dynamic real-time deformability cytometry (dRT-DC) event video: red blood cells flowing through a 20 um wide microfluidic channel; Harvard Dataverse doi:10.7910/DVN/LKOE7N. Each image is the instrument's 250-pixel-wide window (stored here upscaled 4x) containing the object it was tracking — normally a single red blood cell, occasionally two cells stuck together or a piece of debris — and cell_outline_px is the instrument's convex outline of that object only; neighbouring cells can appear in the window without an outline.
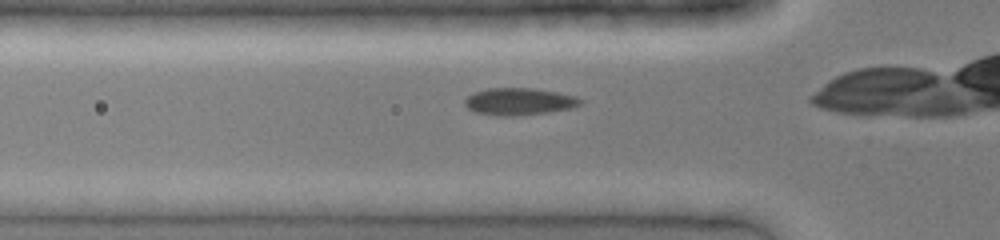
{"species": "common noctule bat (a hibernating species)", "species_latin": "Nyctalus noctula", "temperature_condition": "cold", "stored_images_in_passage": 26, "camera_frame_rate_fps": 3000, "um_per_image_px": 0.085, "animal": {"sex": "female", "body_mass_g": 19.0, "forearm_length_mm": 51.5}, "frame": {"image": 1, "passage_image": 6, "time_ms": 1.667, "image_size_px": [1000, 240], "cell_outline_px": [[584, 104], [572, 108], [548, 112], [512, 116], [496, 116], [476, 112], [468, 108], [464, 104], [464, 100], [468, 96], [476, 92], [488, 88], [532, 88], [556, 92], [576, 96], [584, 100]], "centroid_in_image_um": [44.16, 8.63], "position_along_channel_um": 81.6, "area_um2": 18.32}}
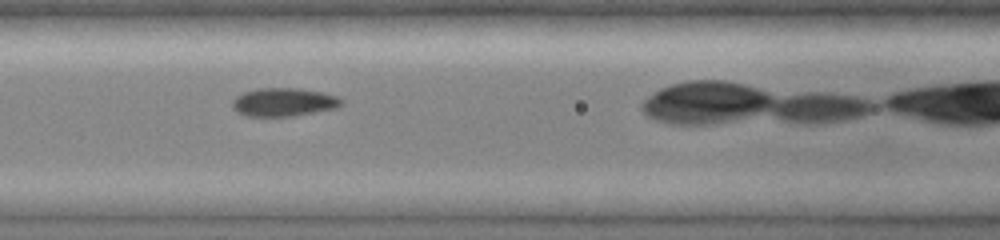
{"frame": {"image": 2, "passage_image": 10, "time_ms": 3.0, "image_size_px": [1000, 240], "cell_outline_px": [[344, 104], [336, 108], [292, 116], [248, 116], [236, 112], [232, 108], [232, 100], [236, 96], [244, 92], [260, 88], [296, 88], [320, 92], [336, 96], [344, 100]], "centroid_in_image_um": [24.1, 8.68], "position_along_channel_um": 142.5, "area_um2": 17.98}}
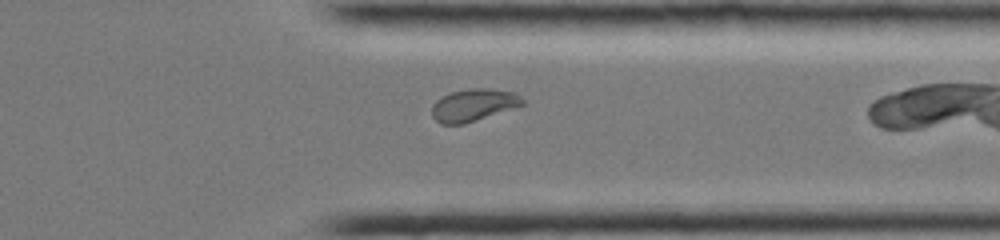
{"frame": {"image": 3, "passage_image": 25, "time_ms": 8.0, "image_size_px": [1000, 240], "cell_outline_px": [[524, 104], [516, 108], [464, 124], [440, 124], [432, 116], [432, 104], [436, 100], [452, 92], [472, 88], [484, 88], [512, 92], [524, 100]], "centroid_in_image_um": [40.24, 8.95], "position_along_channel_um": 371.2, "area_um2": 16.94}}